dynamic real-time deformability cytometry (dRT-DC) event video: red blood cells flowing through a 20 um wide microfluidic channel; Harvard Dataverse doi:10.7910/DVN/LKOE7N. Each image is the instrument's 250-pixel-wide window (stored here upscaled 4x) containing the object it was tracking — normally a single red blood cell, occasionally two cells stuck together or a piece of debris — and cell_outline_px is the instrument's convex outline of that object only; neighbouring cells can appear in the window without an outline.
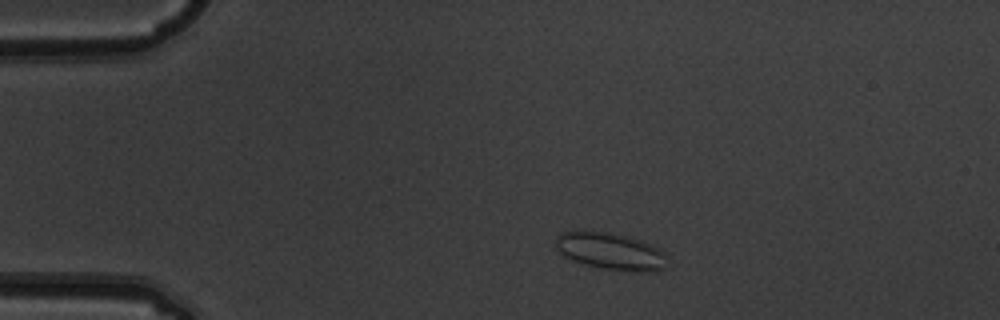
{"species": "common noctule bat (a hibernating species)", "species_latin": "Nyctalus noctula", "temperature_condition": "warm", "stored_images_in_passage": 5, "camera_frame_rate_fps": 3000, "um_per_image_px": 0.085, "animal": {"sex": "male", "body_mass_g": 19.5, "forearm_length_mm": 54.6}, "frame": {"image": 1, "passage_image": 2, "time_ms": 0.333, "image_size_px": [1000, 320], "cell_outline_px": [[668, 268], [656, 272], [624, 272], [584, 264], [572, 260], [564, 256], [556, 248], [556, 236], [564, 232], [608, 232], [640, 240], [652, 244], [660, 248], [668, 256]], "centroid_in_image_um": [52.01, 21.4], "position_along_channel_um": 33.0, "area_um2": 24.33}}
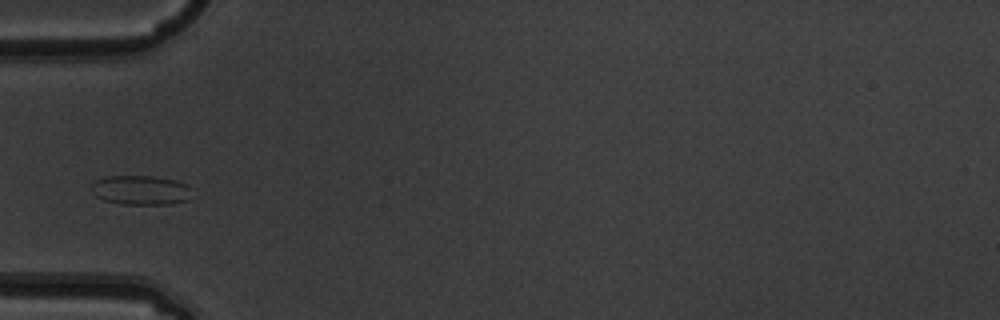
{"frame": {"image": 2, "passage_image": 4, "time_ms": 1.0, "image_size_px": [1000, 320], "cell_outline_px": [[192, 188], [188, 200], [172, 204], [120, 204], [104, 200], [96, 196], [92, 192], [92, 184], [96, 180], [108, 176], [156, 176], [188, 184]], "centroid_in_image_um": [11.98, 16.16], "position_along_channel_um": 73.0, "area_um2": 17.28}}
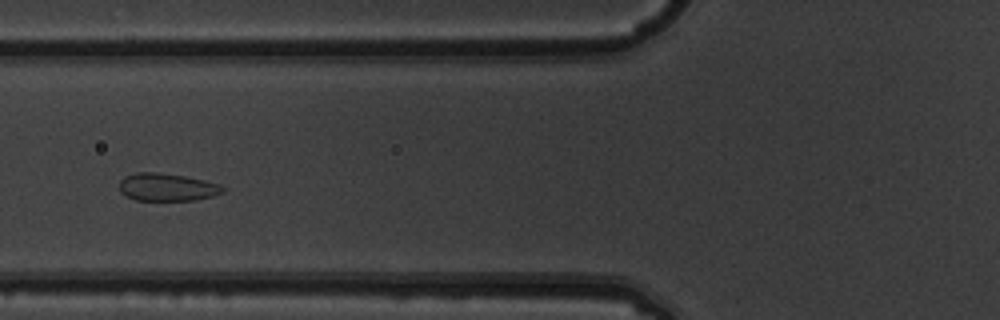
{"frame": {"image": 3, "passage_image": 5, "time_ms": 1.333, "image_size_px": [1000, 320], "cell_outline_px": [[224, 192], [212, 196], [196, 200], [136, 200], [120, 192], [120, 180], [124, 176], [136, 172], [156, 172], [184, 176], [204, 180], [220, 184], [224, 188]], "centroid_in_image_um": [14.2, 15.9], "position_along_channel_um": 111.6, "area_um2": 16.65}}